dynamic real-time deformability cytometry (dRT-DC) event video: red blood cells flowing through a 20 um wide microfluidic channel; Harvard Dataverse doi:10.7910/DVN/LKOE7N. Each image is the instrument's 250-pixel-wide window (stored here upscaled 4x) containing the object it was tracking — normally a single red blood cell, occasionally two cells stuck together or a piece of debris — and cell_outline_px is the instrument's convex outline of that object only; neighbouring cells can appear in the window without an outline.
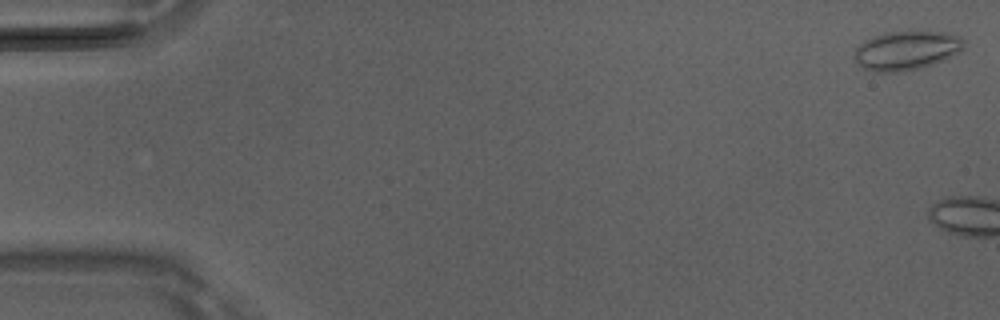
{"species": "Egyptian fruit bat (a non-hibernating species)", "species_latin": "Rousettus aegyptiacus", "temperature_condition": "room temperature", "stored_images_in_passage": 12, "camera_frame_rate_fps": 3000, "um_per_image_px": 0.085, "animal": {"sex": "male"}, "frame": {"image": 1, "passage_image": 1, "time_ms": 0.0, "image_size_px": [1000, 320], "cell_outline_px": [[964, 48], [944, 60], [920, 68], [896, 72], [876, 72], [864, 68], [856, 64], [852, 56], [856, 48], [864, 40], [872, 36], [884, 32], [944, 32], [960, 36], [964, 40]], "centroid_in_image_um": [77.0, 4.29], "position_along_channel_um": 8.0, "area_um2": 24.97}}